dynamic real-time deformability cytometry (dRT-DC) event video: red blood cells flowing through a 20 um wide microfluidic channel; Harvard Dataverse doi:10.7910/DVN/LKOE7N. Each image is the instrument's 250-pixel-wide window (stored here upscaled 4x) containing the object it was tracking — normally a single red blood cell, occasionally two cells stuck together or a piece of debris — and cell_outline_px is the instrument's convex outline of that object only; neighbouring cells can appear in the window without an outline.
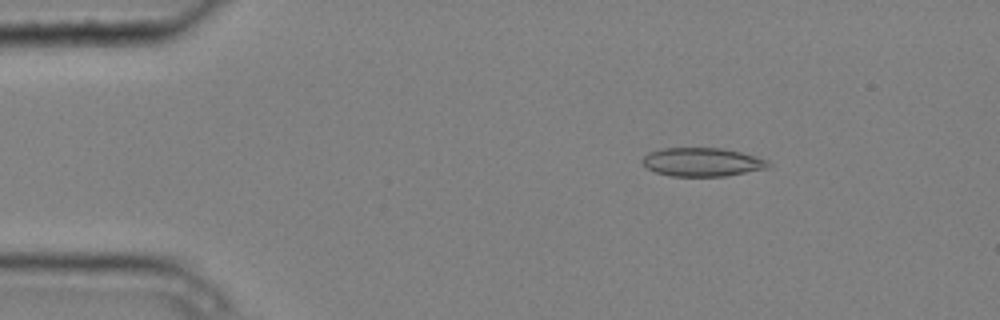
{"species": "common noctule bat (a hibernating species)", "species_latin": "Nyctalus noctula", "temperature_condition": "cold", "stored_images_in_passage": 6, "camera_frame_rate_fps": 3000, "um_per_image_px": 0.085, "animal": {"sex": "male", "body_mass_g": 20.4}, "frame": {"image": 1, "passage_image": 3, "time_ms": 0.667, "image_size_px": [1000, 320], "cell_outline_px": [[772, 164], [768, 168], [724, 176], [672, 176], [656, 172], [648, 168], [640, 160], [648, 152], [660, 148], [720, 148], [740, 152], [756, 156], [768, 160]], "centroid_in_image_um": [59.68, 13.77], "position_along_channel_um": 25.3, "area_um2": 20.98}}